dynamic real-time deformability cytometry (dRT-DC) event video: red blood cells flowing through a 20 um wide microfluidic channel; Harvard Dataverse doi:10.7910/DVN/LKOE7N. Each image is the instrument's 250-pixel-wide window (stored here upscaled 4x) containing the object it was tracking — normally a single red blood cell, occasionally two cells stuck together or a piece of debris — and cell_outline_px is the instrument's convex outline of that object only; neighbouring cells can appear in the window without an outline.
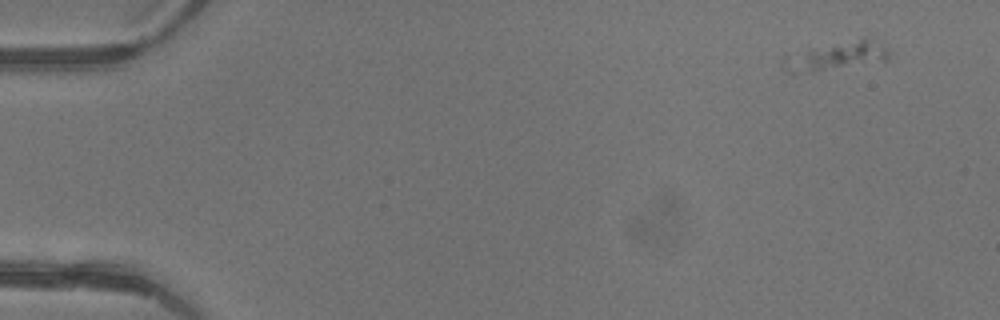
{"species": "common noctule bat (a hibernating species)", "species_latin": "Nyctalus noctula", "temperature_condition": "warm", "stored_images_in_passage": 5, "camera_frame_rate_fps": 3000, "um_per_image_px": 0.085, "animal": {"sex": "female"}, "frame": {"image": 1, "passage_image": 1, "time_ms": 0.0, "image_size_px": [1000, 320], "cell_outline_px": [[892, 52], [888, 60], [812, 72], [792, 72], [784, 68], [780, 60], [784, 56], [812, 48], [864, 36], [888, 48]], "centroid_in_image_um": [71.13, 4.74], "position_along_channel_um": 13.9, "area_um2": 17.46}}
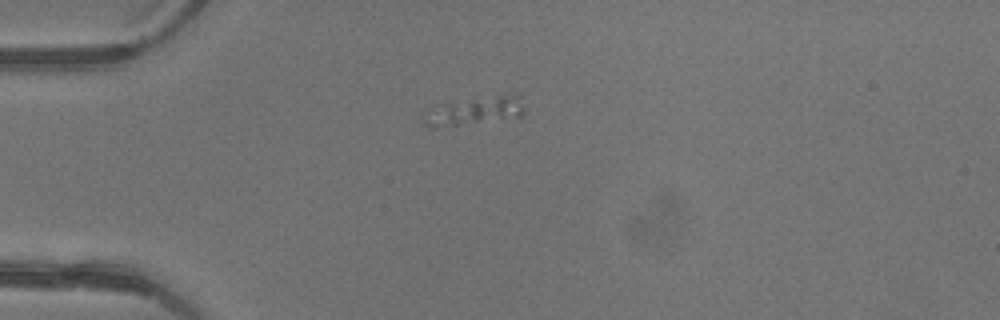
{"frame": {"image": 2, "passage_image": 4, "time_ms": 1.0, "image_size_px": [1000, 320], "cell_outline_px": [[524, 112], [520, 116], [432, 128], [428, 128], [424, 124], [420, 116], [424, 108], [448, 100], [500, 96], [516, 96], [524, 108]], "centroid_in_image_um": [40.05, 9.43], "position_along_channel_um": 44.9, "area_um2": 16.59}}